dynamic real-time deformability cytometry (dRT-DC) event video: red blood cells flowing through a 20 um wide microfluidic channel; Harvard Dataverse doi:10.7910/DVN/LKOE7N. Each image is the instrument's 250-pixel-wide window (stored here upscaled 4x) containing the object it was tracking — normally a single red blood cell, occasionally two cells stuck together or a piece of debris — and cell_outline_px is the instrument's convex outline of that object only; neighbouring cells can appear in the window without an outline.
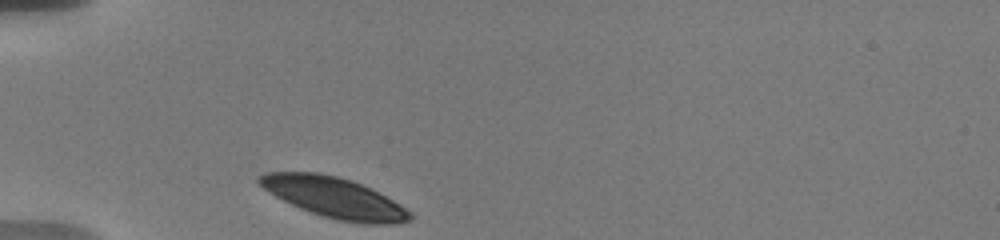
{"species": "human", "species_latin": "Homo sapiens", "temperature_condition": "warm", "stored_images_in_passage": 19, "camera_frame_rate_fps": 3000, "um_per_image_px": 0.085, "donor": {"sex": "male"}, "frame": {"image": 1, "passage_image": 1, "time_ms": 0.0, "image_size_px": [1000, 240], "cell_outline_px": [[412, 220], [400, 224], [360, 224], [336, 220], [320, 216], [300, 208], [268, 192], [256, 180], [256, 176], [264, 172], [316, 172], [336, 176], [352, 180], [400, 204], [412, 212]], "centroid_in_image_um": [28.41, 16.81], "position_along_channel_um": 56.6, "area_um2": 35.66}}
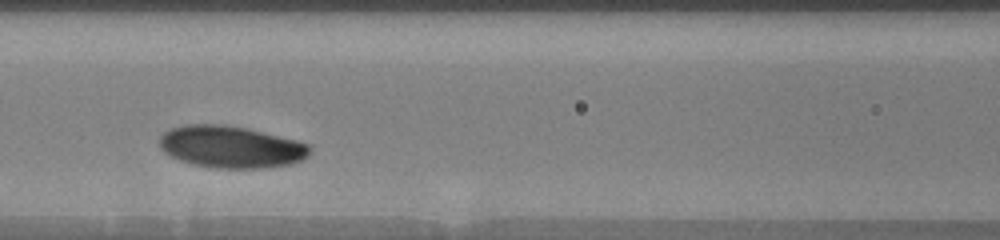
{"frame": {"image": 2, "passage_image": 8, "time_ms": 3.0, "image_size_px": [1000, 240], "cell_outline_px": [[312, 148], [308, 156], [292, 164], [264, 168], [216, 168], [192, 164], [180, 160], [164, 152], [160, 148], [160, 136], [164, 132], [172, 128], [184, 124], [224, 124], [248, 128], [296, 140], [308, 144]], "centroid_in_image_um": [19.64, 12.48], "position_along_channel_um": 147.0, "area_um2": 36.93}}
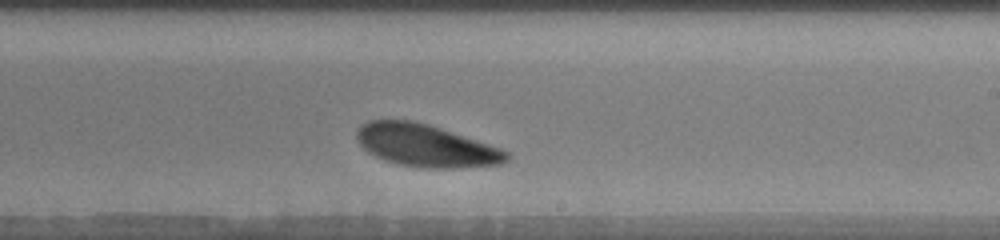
{"frame": {"image": 3, "passage_image": 16, "time_ms": 6.0, "image_size_px": [1000, 240], "cell_outline_px": [[508, 160], [500, 164], [452, 168], [416, 168], [396, 164], [384, 160], [368, 152], [360, 144], [356, 136], [356, 132], [368, 120], [408, 120], [428, 124], [500, 148], [508, 152]], "centroid_in_image_um": [36.17, 12.39], "position_along_channel_um": 252.8, "area_um2": 36.65}}